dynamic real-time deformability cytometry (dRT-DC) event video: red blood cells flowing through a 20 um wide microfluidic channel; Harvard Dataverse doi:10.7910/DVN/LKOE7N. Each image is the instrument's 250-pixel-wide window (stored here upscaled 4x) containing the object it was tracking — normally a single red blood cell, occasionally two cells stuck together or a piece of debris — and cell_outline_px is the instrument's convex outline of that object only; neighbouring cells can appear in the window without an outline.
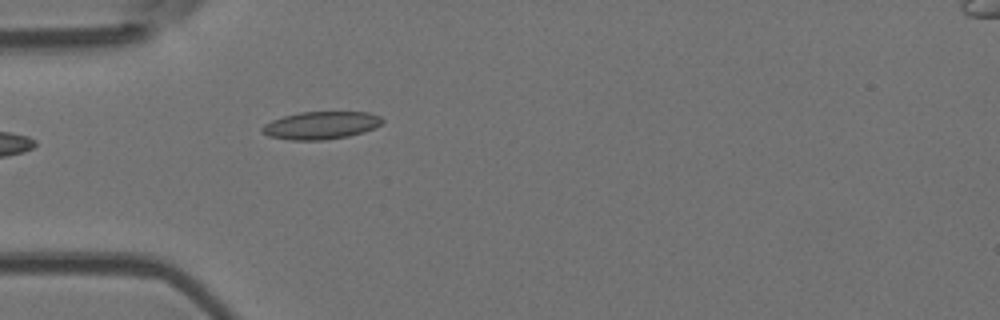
{"species": "Egyptian fruit bat (a non-hibernating species)", "species_latin": "Rousettus aegyptiacus", "temperature_condition": "room temperature", "stored_images_in_passage": 4, "camera_frame_rate_fps": 3000, "um_per_image_px": 0.085, "animal": {"sex": "female"}, "frame": {"image": 1, "passage_image": 4, "time_ms": 4.333, "image_size_px": [1000, 320], "cell_outline_px": [[384, 120], [376, 128], [364, 132], [348, 136], [324, 140], [292, 140], [268, 136], [260, 132], [260, 128], [264, 124], [272, 120], [284, 116], [300, 112], [368, 112], [380, 116]], "centroid_in_image_um": [27.27, 10.66], "position_along_channel_um": 57.7, "area_um2": 19.48}}